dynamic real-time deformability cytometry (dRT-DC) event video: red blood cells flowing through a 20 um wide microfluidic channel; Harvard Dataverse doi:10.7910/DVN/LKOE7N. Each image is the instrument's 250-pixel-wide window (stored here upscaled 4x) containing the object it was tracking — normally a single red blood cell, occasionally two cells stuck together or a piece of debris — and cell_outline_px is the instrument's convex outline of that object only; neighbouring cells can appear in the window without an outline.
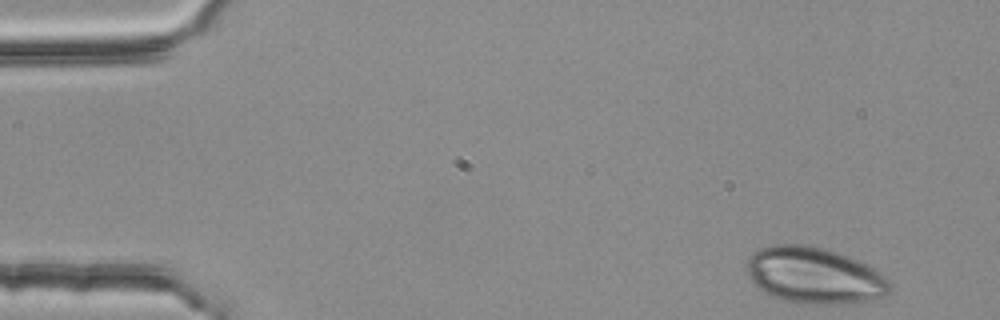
{"species": "common noctule bat (a hibernating species)", "species_latin": "Nyctalus noctula", "temperature_condition": "room temperature", "stored_images_in_passage": 3, "camera_frame_rate_fps": 3000, "um_per_image_px": 0.085, "animal": {"sex": "female", "body_mass_g": 25.1}, "frame": {"image": 1, "passage_image": 1, "time_ms": 0.0, "image_size_px": [1000, 320], "cell_outline_px": [[892, 288], [888, 296], [872, 300], [844, 304], [800, 304], [780, 300], [756, 288], [748, 272], [748, 256], [752, 252], [760, 248], [776, 244], [804, 244], [824, 248], [848, 256], [880, 272], [892, 284]], "centroid_in_image_um": [69.23, 23.44], "position_along_channel_um": 15.8, "area_um2": 47.45}}